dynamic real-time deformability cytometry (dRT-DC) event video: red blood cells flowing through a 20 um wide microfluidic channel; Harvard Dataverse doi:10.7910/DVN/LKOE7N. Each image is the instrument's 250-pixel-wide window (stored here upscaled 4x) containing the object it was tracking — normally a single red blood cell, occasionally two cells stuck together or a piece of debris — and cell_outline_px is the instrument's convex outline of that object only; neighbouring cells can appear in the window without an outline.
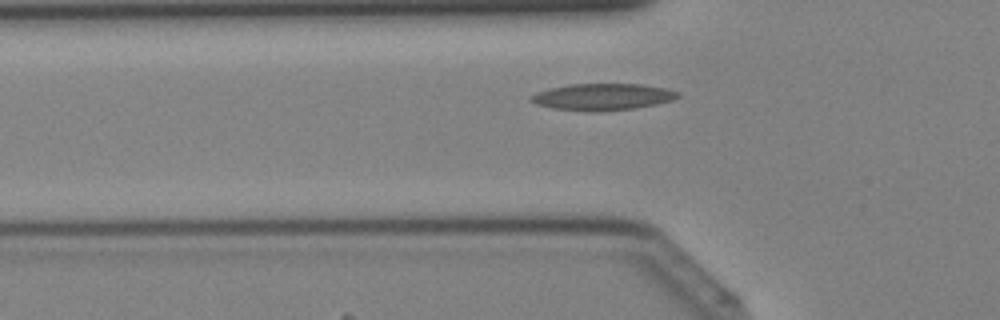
{"species": "Egyptian fruit bat (a non-hibernating species)", "species_latin": "Rousettus aegyptiacus", "temperature_condition": "cold", "stored_images_in_passage": 26, "camera_frame_rate_fps": 3000, "um_per_image_px": 0.085, "animal": {"sex": "female"}, "frame": {"image": 1, "passage_image": 2, "time_ms": 0.333, "image_size_px": [1000, 320], "cell_outline_px": [[680, 96], [672, 100], [656, 104], [636, 108], [600, 112], [592, 112], [552, 108], [536, 104], [528, 100], [528, 96], [536, 92], [548, 88], [572, 84], [640, 84], [668, 88], [680, 92]], "centroid_in_image_um": [51.2, 8.23], "position_along_channel_um": 74.6, "area_um2": 23.18}}
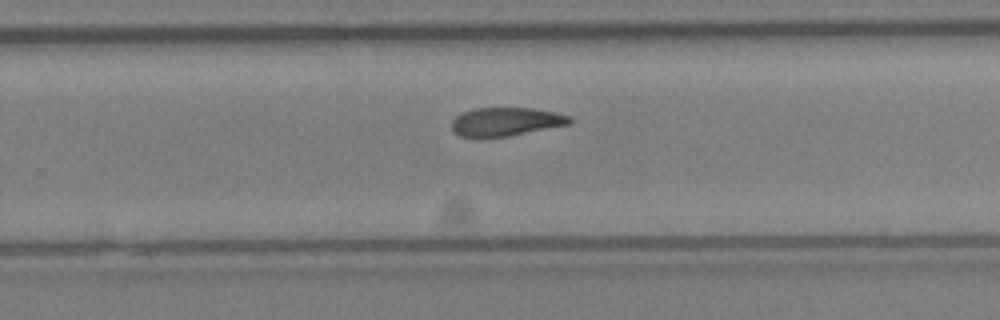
{"frame": {"image": 2, "passage_image": 15, "time_ms": 4.667, "image_size_px": [1000, 320], "cell_outline_px": [[572, 124], [508, 136], [460, 136], [452, 132], [452, 120], [460, 112], [472, 108], [532, 108], [556, 112], [572, 116]], "centroid_in_image_um": [43.02, 10.32], "position_along_channel_um": 286.8, "area_um2": 19.71}}
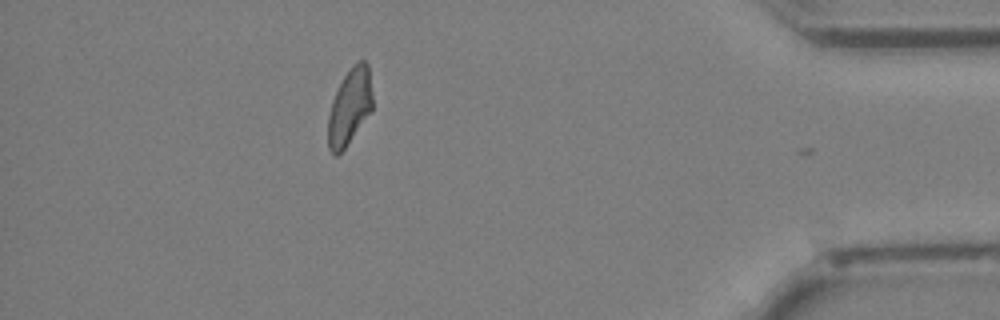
{"frame": {"image": 3, "passage_image": 25, "time_ms": 8.0, "image_size_px": [1000, 320], "cell_outline_px": [[372, 112], [344, 148], [336, 156], [328, 148], [328, 116], [332, 100], [344, 76], [360, 60], [364, 60], [368, 64], [372, 96]], "centroid_in_image_um": [29.73, 9.1], "position_along_channel_um": 405.5, "area_um2": 19.42}}